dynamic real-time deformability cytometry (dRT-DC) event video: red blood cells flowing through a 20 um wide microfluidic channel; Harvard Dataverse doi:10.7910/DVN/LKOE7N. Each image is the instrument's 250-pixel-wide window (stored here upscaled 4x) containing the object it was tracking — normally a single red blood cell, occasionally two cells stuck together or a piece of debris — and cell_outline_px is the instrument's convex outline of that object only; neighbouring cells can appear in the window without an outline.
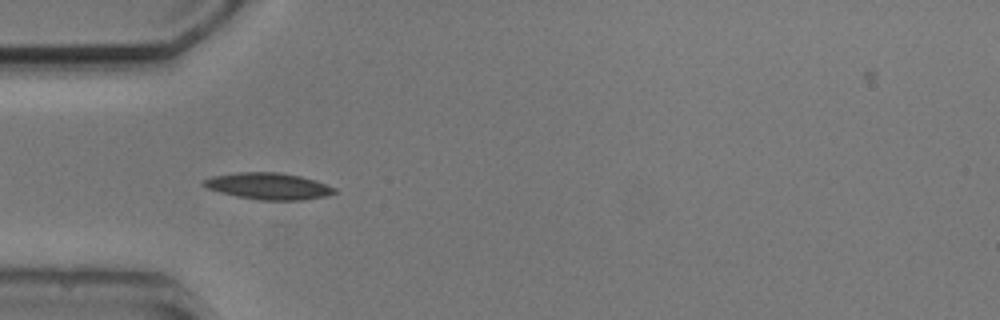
{"species": "common noctule bat (a hibernating species)", "species_latin": "Nyctalus noctula", "temperature_condition": "cold", "stored_images_in_passage": 4, "camera_frame_rate_fps": 3000, "um_per_image_px": 0.085, "animal": {"sex": "male", "body_mass_g": 20.5, "forearm_length_mm": 52.5}, "frame": {"image": 1, "passage_image": 3, "time_ms": 2.667, "image_size_px": [1000, 320], "cell_outline_px": [[336, 192], [324, 196], [304, 200], [260, 200], [236, 196], [220, 192], [208, 188], [200, 184], [200, 180], [212, 176], [236, 172], [280, 172], [300, 176], [316, 180], [336, 188]], "centroid_in_image_um": [22.78, 15.81], "position_along_channel_um": 62.2, "area_um2": 20.4}}